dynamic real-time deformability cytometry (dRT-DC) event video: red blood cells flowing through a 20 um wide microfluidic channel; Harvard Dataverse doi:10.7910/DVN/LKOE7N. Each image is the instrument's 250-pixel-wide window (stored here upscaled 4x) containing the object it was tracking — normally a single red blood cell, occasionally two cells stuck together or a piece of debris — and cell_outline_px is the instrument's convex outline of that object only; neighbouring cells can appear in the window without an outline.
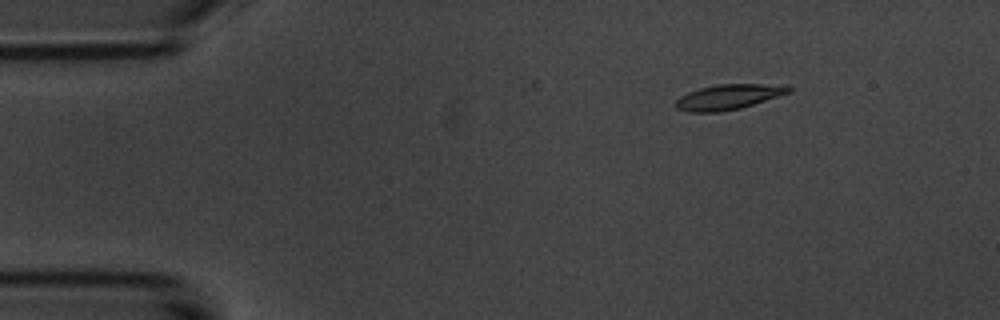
{"species": "common noctule bat (a hibernating species)", "species_latin": "Nyctalus noctula", "temperature_condition": "room temperature", "stored_images_in_passage": 5, "camera_frame_rate_fps": 3000, "um_per_image_px": 0.085, "animal": {"sex": "male", "body_mass_g": 20.1, "forearm_length_mm": 53.5}, "frame": {"image": 1, "passage_image": 2, "time_ms": 1.333, "image_size_px": [1000, 320], "cell_outline_px": [[792, 92], [740, 108], [720, 112], [688, 112], [676, 108], [672, 104], [680, 96], [688, 92], [700, 88], [720, 84], [788, 84], [792, 88]], "centroid_in_image_um": [61.93, 8.23], "position_along_channel_um": 23.1, "area_um2": 16.76}}
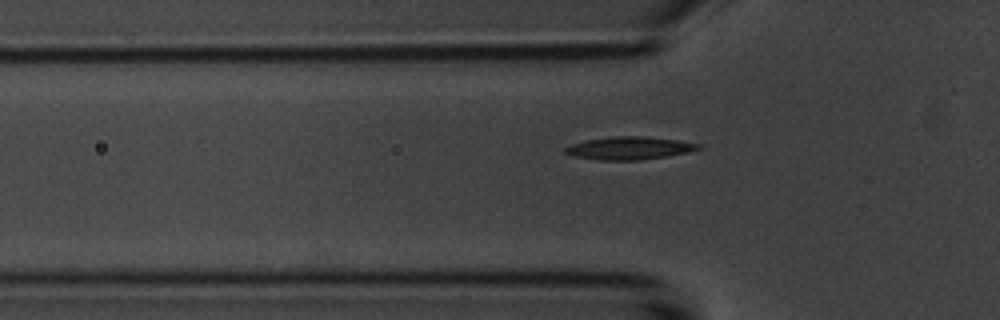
{"frame": {"image": 2, "passage_image": 5, "time_ms": 4.667, "image_size_px": [1000, 320], "cell_outline_px": [[704, 148], [688, 152], [668, 156], [640, 160], [600, 160], [572, 156], [564, 152], [564, 148], [572, 144], [588, 140], [612, 136], [640, 136], [676, 140], [704, 144]], "centroid_in_image_um": [53.54, 12.59], "position_along_channel_um": 72.3, "area_um2": 17.74}}